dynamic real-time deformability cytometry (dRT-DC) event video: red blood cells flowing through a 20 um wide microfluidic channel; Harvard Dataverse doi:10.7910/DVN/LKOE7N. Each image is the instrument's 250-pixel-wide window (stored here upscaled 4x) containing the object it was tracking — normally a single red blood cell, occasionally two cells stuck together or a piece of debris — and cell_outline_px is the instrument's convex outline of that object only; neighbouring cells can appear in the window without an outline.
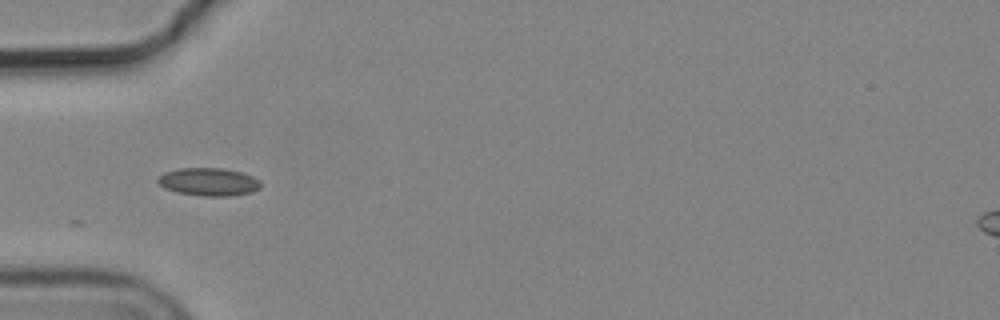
{"species": "common noctule bat (a hibernating species)", "species_latin": "Nyctalus noctula", "temperature_condition": "cold", "stored_images_in_passage": 10, "camera_frame_rate_fps": 3000, "um_per_image_px": 0.085, "animal": {"sex": "male", "body_mass_g": 19.2, "forearm_length_mm": 51.8}, "frame": {"image": 1, "passage_image": 1, "time_ms": 0.0, "image_size_px": [1000, 320], "cell_outline_px": [[260, 188], [252, 192], [232, 196], [204, 196], [176, 192], [164, 188], [156, 180], [156, 176], [164, 172], [180, 168], [224, 168], [240, 172], [252, 176], [260, 180]], "centroid_in_image_um": [17.71, 15.45], "position_along_channel_um": 67.3, "area_um2": 16.88}}
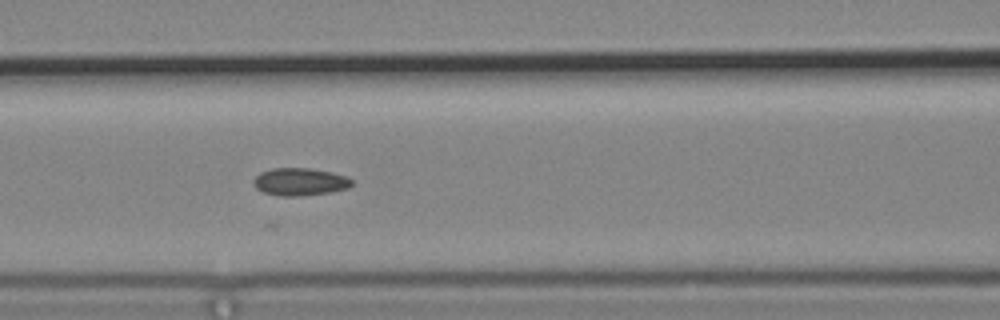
{"frame": {"image": 2, "passage_image": 7, "time_ms": 2.0, "image_size_px": [1000, 320], "cell_outline_px": [[352, 184], [348, 188], [332, 192], [300, 196], [280, 196], [264, 192], [256, 188], [252, 184], [252, 180], [260, 172], [272, 168], [308, 168], [332, 172], [344, 176], [352, 180]], "centroid_in_image_um": [25.46, 15.45], "position_along_channel_um": 141.1, "area_um2": 15.84}}
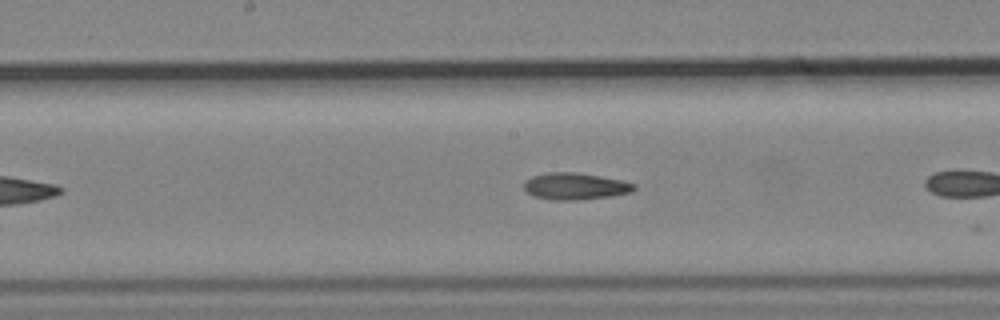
{"frame": {"image": 3, "passage_image": 9, "time_ms": 2.667, "image_size_px": [1000, 320], "cell_outline_px": [[636, 188], [632, 192], [612, 196], [576, 200], [552, 200], [536, 196], [528, 192], [524, 188], [524, 180], [532, 176], [548, 172], [576, 172], [624, 180], [636, 184]], "centroid_in_image_um": [48.92, 15.82], "position_along_channel_um": 199.3, "area_um2": 17.28}}